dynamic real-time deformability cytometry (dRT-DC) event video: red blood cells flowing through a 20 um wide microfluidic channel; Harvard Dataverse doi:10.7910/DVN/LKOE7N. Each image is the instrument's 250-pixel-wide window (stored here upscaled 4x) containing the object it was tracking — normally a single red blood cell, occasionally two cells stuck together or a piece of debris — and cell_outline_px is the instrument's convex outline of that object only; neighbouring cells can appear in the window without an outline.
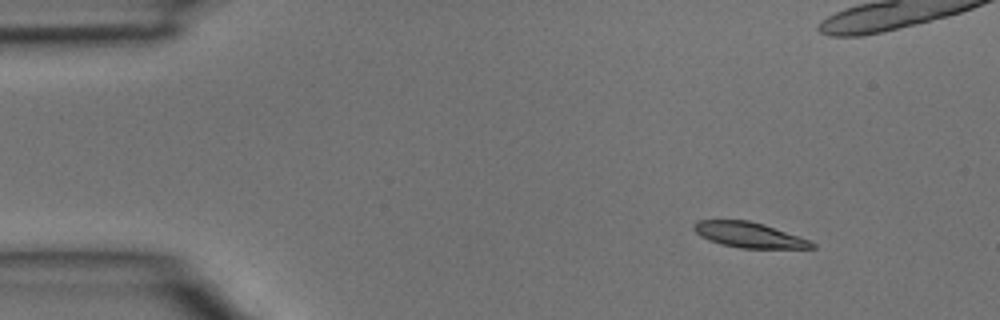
{"species": "common noctule bat (a hibernating species)", "species_latin": "Nyctalus noctula", "temperature_condition": "room temperature", "stored_images_in_passage": 3, "camera_frame_rate_fps": 3000, "um_per_image_px": 0.085, "animal": {"sex": "male", "body_mass_g": 15.6}, "frame": {"image": 1, "passage_image": 1, "time_ms": 0.0, "image_size_px": [1000, 320], "cell_outline_px": [[816, 248], [740, 248], [720, 244], [708, 240], [700, 236], [692, 228], [692, 224], [696, 220], [748, 220], [764, 224], [812, 240], [816, 244]], "centroid_in_image_um": [63.67, 19.96], "position_along_channel_um": 21.3, "area_um2": 17.69}}